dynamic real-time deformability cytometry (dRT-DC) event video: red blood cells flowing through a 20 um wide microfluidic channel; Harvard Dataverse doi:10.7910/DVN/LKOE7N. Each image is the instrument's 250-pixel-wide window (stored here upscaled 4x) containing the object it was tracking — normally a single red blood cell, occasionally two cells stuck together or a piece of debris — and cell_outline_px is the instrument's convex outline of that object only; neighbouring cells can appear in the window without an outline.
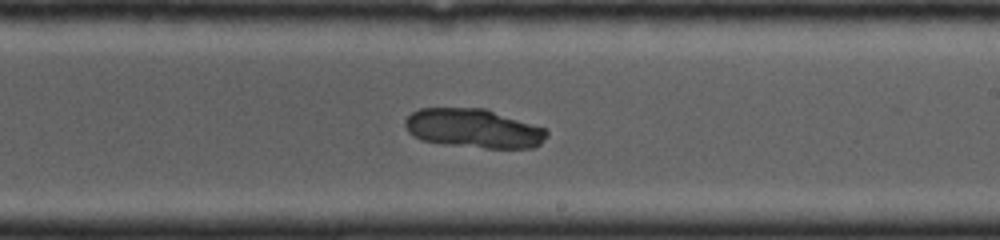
{"species": "common noctule bat (a hibernating species)", "species_latin": "Nyctalus noctula", "temperature_condition": "cold", "stored_images_in_passage": 51, "camera_frame_rate_fps": 4000, "um_per_image_px": 0.085, "animal": {"sex": "female", "body_mass_g": 19.0, "forearm_length_mm": 53.3}, "frame": {"image": 1, "passage_image": 20, "time_ms": 4.0, "image_size_px": [1000, 240], "cell_outline_px": [[548, 136], [540, 144], [532, 148], [484, 148], [444, 144], [420, 140], [412, 136], [408, 132], [404, 124], [404, 120], [412, 112], [420, 108], [488, 108], [544, 128], [548, 132]], "centroid_in_image_um": [40.24, 10.91], "position_along_channel_um": 248.8, "area_um2": 32.6}}
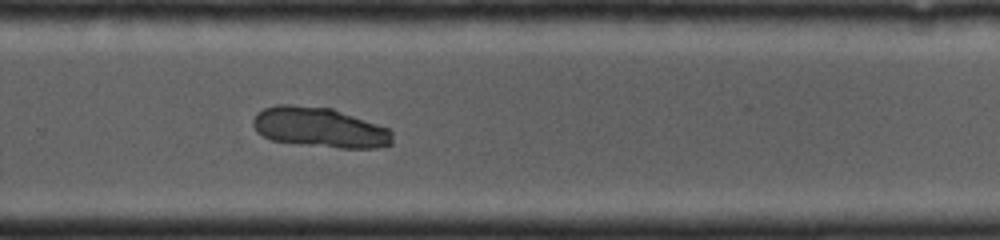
{"frame": {"image": 2, "passage_image": 27, "time_ms": 5.25, "image_size_px": [1000, 240], "cell_outline_px": [[392, 144], [376, 148], [340, 148], [300, 144], [272, 140], [256, 132], [252, 124], [252, 120], [256, 112], [264, 108], [276, 104], [292, 104], [332, 108], [388, 128], [392, 132]], "centroid_in_image_um": [27.13, 10.82], "position_along_channel_um": 302.7, "area_um2": 32.66}}
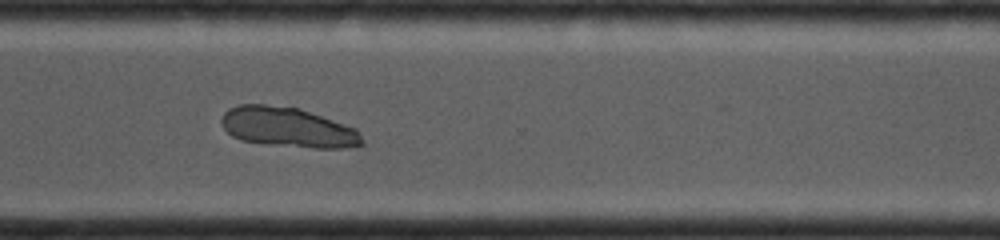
{"frame": {"image": 3, "passage_image": 34, "time_ms": 6.25, "image_size_px": [1000, 240], "cell_outline_px": [[364, 144], [348, 148], [312, 148], [240, 140], [232, 136], [224, 128], [220, 120], [224, 112], [228, 108], [240, 104], [264, 104], [300, 108], [356, 128], [364, 140]], "centroid_in_image_um": [24.49, 10.81], "position_along_channel_um": 346.1, "area_um2": 32.66}}